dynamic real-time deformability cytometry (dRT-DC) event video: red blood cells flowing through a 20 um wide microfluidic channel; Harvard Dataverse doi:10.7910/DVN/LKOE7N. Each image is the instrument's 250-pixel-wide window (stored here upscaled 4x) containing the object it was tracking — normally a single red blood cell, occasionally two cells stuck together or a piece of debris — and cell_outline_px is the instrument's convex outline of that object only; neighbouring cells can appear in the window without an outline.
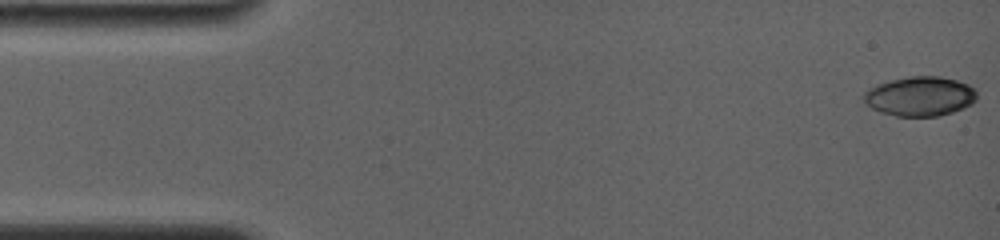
{"species": "common noctule bat (a hibernating species)", "species_latin": "Nyctalus noctula", "temperature_condition": "room temperature", "stored_images_in_passage": 15, "camera_frame_rate_fps": 4000, "um_per_image_px": 0.085, "animal": {"sex": "female", "body_mass_g": 19.0, "forearm_length_mm": 56.7}, "frame": {"image": 1, "passage_image": 1, "time_ms": 0.0, "image_size_px": [1000, 240], "cell_outline_px": [[976, 100], [972, 104], [964, 108], [940, 116], [896, 116], [880, 112], [872, 108], [860, 96], [868, 88], [876, 84], [888, 80], [908, 76], [940, 76], [956, 80], [968, 84], [976, 92]], "centroid_in_image_um": [78.17, 8.18], "position_along_channel_um": 6.8, "area_um2": 26.3}}
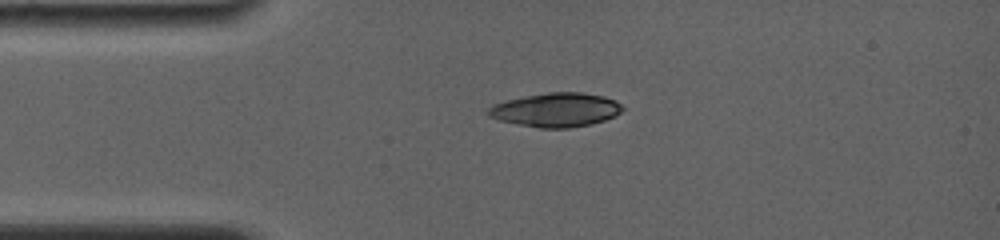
{"frame": {"image": 2, "passage_image": 10, "time_ms": 3.5, "image_size_px": [1000, 240], "cell_outline_px": [[624, 108], [616, 116], [604, 120], [588, 124], [568, 128], [540, 128], [500, 120], [488, 116], [488, 108], [492, 104], [508, 100], [548, 92], [580, 92], [604, 96], [616, 100]], "centroid_in_image_um": [47.28, 9.33], "position_along_channel_um": 37.7, "area_um2": 26.3}}